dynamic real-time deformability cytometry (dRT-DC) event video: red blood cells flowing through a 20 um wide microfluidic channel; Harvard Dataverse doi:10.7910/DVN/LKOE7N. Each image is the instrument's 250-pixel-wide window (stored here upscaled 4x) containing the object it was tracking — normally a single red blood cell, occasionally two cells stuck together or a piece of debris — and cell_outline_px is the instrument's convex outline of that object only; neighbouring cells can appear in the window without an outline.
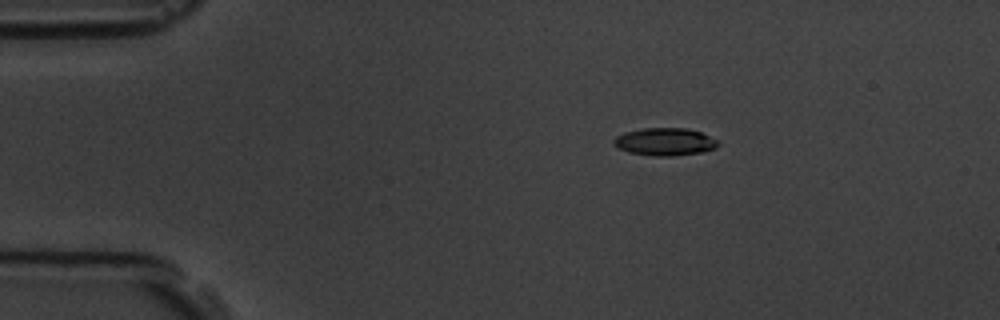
{"species": "common noctule bat (a hibernating species)", "species_latin": "Nyctalus noctula", "temperature_condition": "room temperature", "stored_images_in_passage": 48, "camera_frame_rate_fps": 3000, "um_per_image_px": 0.085, "animal": {"sex": "male", "body_mass_g": 19.5, "forearm_length_mm": 54.6}, "frame": {"image": 1, "passage_image": 1, "time_ms": 0.0, "image_size_px": [1000, 320], "cell_outline_px": [[720, 144], [716, 148], [704, 152], [672, 156], [656, 156], [628, 152], [612, 144], [612, 140], [616, 136], [624, 132], [644, 128], [684, 128], [700, 132], [720, 140]], "centroid_in_image_um": [56.54, 12.05], "position_along_channel_um": 28.5, "area_um2": 16.94}}
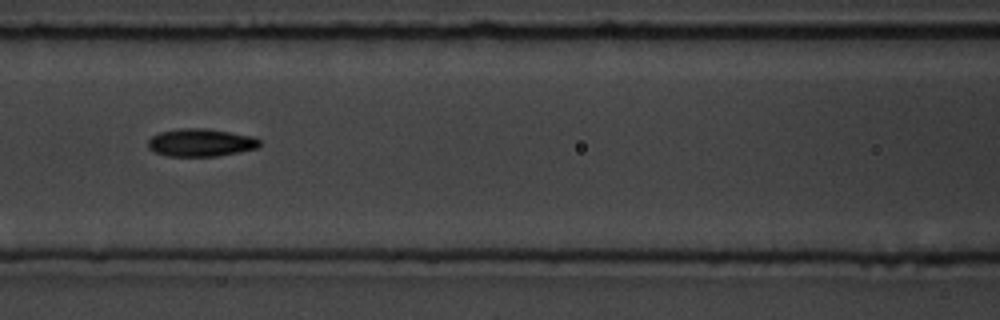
{"frame": {"image": 2, "passage_image": 16, "time_ms": 5.0, "image_size_px": [1000, 320], "cell_outline_px": [[260, 144], [256, 148], [240, 152], [216, 156], [168, 156], [156, 152], [148, 148], [148, 140], [152, 136], [160, 132], [180, 128], [208, 128], [252, 136], [260, 140]], "centroid_in_image_um": [17.06, 12.11], "position_along_channel_um": 149.5, "area_um2": 18.03}}
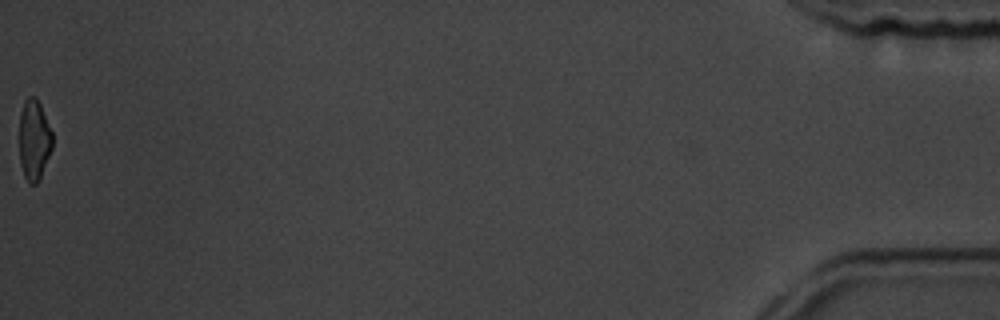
{"frame": {"image": 3, "passage_image": 48, "time_ms": 15.667, "image_size_px": [1000, 320], "cell_outline_px": [[52, 148], [40, 176], [36, 184], [28, 184], [24, 176], [20, 164], [20, 112], [24, 100], [28, 96], [36, 96], [40, 104], [52, 132]], "centroid_in_image_um": [2.88, 11.87], "position_along_channel_um": 432.3, "area_um2": 15.43}, "authors_computed_cell_mechanics": {"area_um2": 17.4556, "velocity_mm_per_s": 3.6113, "shape_relaxation_time_tau1_ms": 3.4822, "shape_relaxation_time_tau2_ms": 2.9404, "deformation_change_tau1": 0.1438, "deformation_change_tau2": 0.0932}}